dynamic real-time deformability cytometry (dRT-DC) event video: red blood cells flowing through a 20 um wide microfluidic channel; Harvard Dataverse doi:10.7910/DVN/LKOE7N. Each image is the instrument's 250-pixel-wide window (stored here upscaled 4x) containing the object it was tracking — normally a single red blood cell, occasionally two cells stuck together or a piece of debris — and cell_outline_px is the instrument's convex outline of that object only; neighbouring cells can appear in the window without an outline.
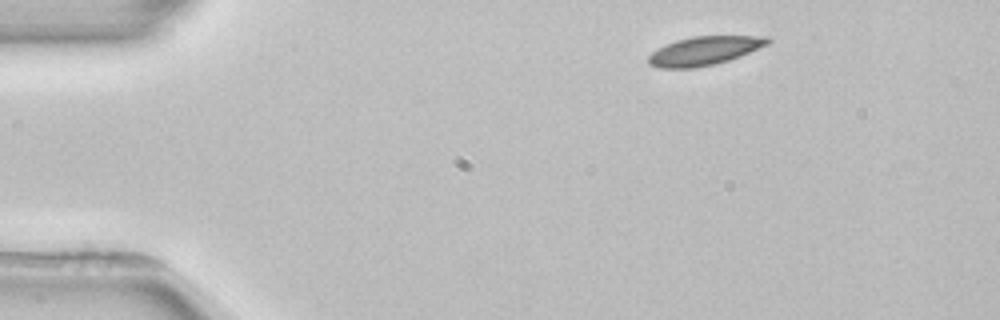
{"species": "common noctule bat (a hibernating species)", "species_latin": "Nyctalus noctula", "temperature_condition": "room temperature", "stored_images_in_passage": 2, "camera_frame_rate_fps": 3000, "um_per_image_px": 0.085, "animal": {"sex": "female", "body_mass_g": 22.7, "forearm_length_mm": 54.2}, "frame": {"image": 1, "passage_image": 1, "time_ms": 0.0, "image_size_px": [1000, 320], "cell_outline_px": [[772, 40], [768, 44], [740, 56], [716, 64], [692, 68], [660, 68], [648, 64], [648, 56], [652, 52], [676, 40], [692, 36], [772, 36]], "centroid_in_image_um": [59.9, 4.31], "position_along_channel_um": 25.1, "area_um2": 19.88}}